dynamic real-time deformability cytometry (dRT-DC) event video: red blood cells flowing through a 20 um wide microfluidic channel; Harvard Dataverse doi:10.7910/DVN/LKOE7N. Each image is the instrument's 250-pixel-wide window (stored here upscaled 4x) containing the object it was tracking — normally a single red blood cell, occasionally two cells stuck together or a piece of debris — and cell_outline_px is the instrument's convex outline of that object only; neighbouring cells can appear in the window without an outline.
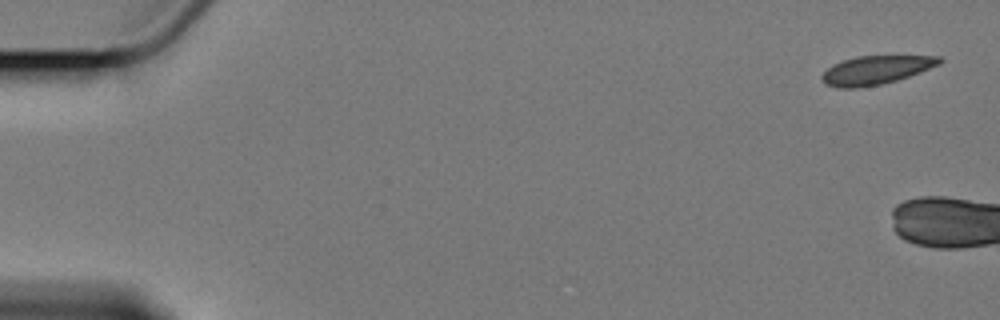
{"species": "Egyptian fruit bat (a non-hibernating species)", "species_latin": "Rousettus aegyptiacus", "temperature_condition": "cold", "stored_images_in_passage": 3, "camera_frame_rate_fps": 3000, "um_per_image_px": 0.085, "animal": {"sex": "female"}, "frame": {"image": 1, "passage_image": 1, "time_ms": 0.0, "image_size_px": [1000, 320], "cell_outline_px": [[944, 60], [940, 64], [920, 72], [896, 80], [880, 84], [856, 88], [840, 88], [824, 84], [820, 76], [832, 64], [856, 56], [940, 56]], "centroid_in_image_um": [74.43, 5.95], "position_along_channel_um": 10.6, "area_um2": 19.48}}